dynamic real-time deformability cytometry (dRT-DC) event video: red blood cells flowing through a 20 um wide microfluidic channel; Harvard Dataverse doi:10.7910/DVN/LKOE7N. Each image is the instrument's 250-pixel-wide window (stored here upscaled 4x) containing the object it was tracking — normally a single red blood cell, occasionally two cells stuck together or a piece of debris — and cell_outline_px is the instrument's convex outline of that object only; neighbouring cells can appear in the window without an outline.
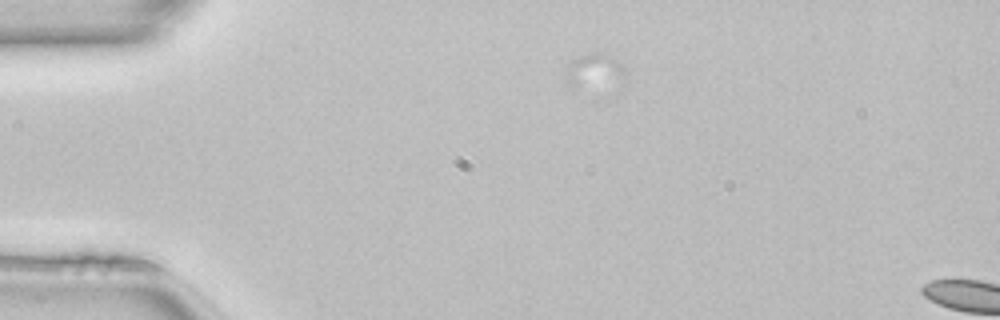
{"species": "common noctule bat (a hibernating species)", "species_latin": "Nyctalus noctula", "temperature_condition": "room temperature", "stored_images_in_passage": 6, "segment_of_instrument_passage": [1, 2], "camera_frame_rate_fps": 3000, "um_per_image_px": 0.085, "animal": {"sex": "female", "body_mass_g": 22.7, "forearm_length_mm": 54.2}, "frame": {"image": 1, "passage_image": 3, "time_ms": 0.667, "image_size_px": [1000, 320], "cell_outline_px": [[628, 72], [572, 88], [568, 84], [564, 76], [568, 64], [572, 60], [580, 56], [596, 52], [600, 52], [616, 60]], "centroid_in_image_um": [50.31, 5.88], "position_along_channel_um": 34.7, "area_um2": 10.06}}